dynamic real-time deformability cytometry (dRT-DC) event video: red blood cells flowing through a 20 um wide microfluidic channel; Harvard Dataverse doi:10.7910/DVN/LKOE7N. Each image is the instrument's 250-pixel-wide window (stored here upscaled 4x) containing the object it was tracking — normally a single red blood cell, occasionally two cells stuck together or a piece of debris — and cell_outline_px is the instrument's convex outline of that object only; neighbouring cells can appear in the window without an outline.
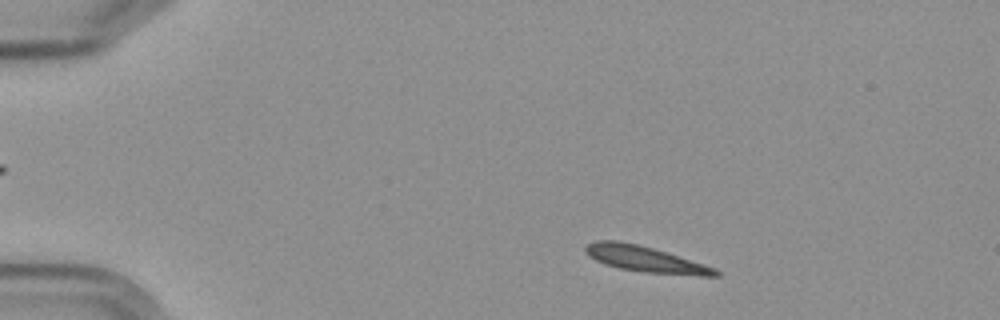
{"species": "Egyptian fruit bat (a non-hibernating species)", "species_latin": "Rousettus aegyptiacus", "temperature_condition": "cold", "stored_images_in_passage": 4, "camera_frame_rate_fps": 3000, "um_per_image_px": 0.085, "frame": {"image": 1, "passage_image": 1, "time_ms": 0.0, "image_size_px": [1000, 320], "cell_outline_px": [[720, 276], [700, 276], [644, 272], [620, 268], [604, 264], [588, 256], [584, 252], [584, 248], [588, 244], [596, 240], [616, 240], [636, 244], [652, 248], [704, 264], [716, 268], [720, 272]], "centroid_in_image_um": [54.84, 22.03], "position_along_channel_um": 30.2, "area_um2": 19.48}}
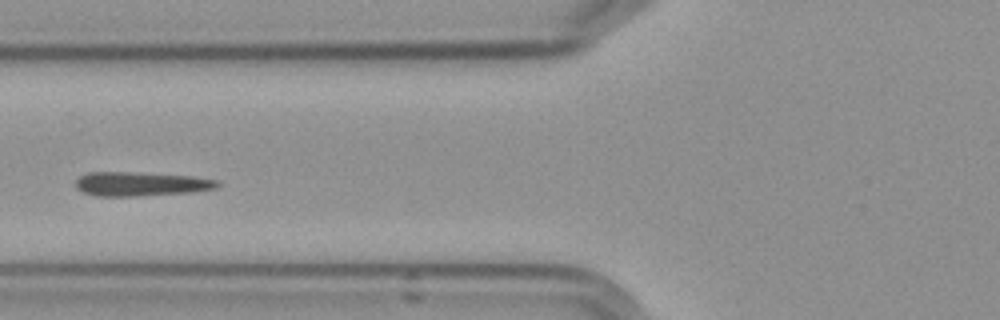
{"frame": {"image": 2, "passage_image": 4, "time_ms": 4.333, "image_size_px": [1000, 320], "cell_outline_px": [[220, 184], [216, 188], [192, 192], [136, 196], [96, 196], [84, 192], [76, 188], [76, 180], [80, 176], [88, 172], [128, 172], [192, 176], [220, 180]], "centroid_in_image_um": [11.98, 15.63], "position_along_channel_um": 113.8, "area_um2": 19.88}}